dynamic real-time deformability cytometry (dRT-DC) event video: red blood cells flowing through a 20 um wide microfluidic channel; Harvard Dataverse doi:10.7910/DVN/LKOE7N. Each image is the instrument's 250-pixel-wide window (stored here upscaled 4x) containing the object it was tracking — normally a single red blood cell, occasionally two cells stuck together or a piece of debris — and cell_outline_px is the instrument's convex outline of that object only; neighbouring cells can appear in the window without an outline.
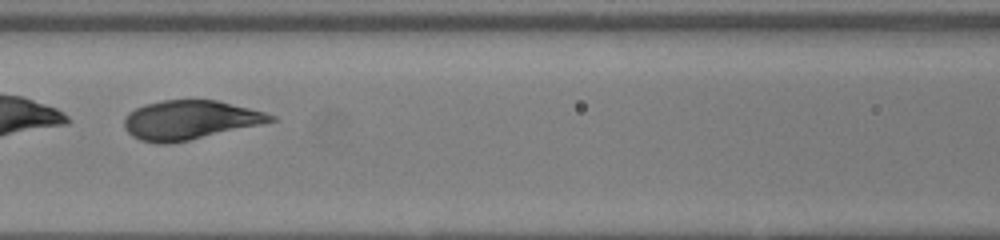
{"species": "human", "species_latin": "Homo sapiens", "temperature_condition": "warm", "stored_images_in_passage": 46, "segment_of_instrument_passage": [2, 2], "camera_frame_rate_fps": 3000, "um_per_image_px": 0.085, "donor": {"sex": "female"}, "frame": {"image": 1, "passage_image": 19, "time_ms": 6.0, "image_size_px": [1000, 240], "cell_outline_px": [[276, 120], [260, 124], [188, 140], [168, 144], [156, 144], [140, 140], [132, 136], [124, 128], [124, 116], [128, 112], [144, 104], [164, 100], [216, 100], [264, 112], [276, 116]], "centroid_in_image_um": [16.07, 10.2], "position_along_channel_um": 150.5, "area_um2": 33.06}}
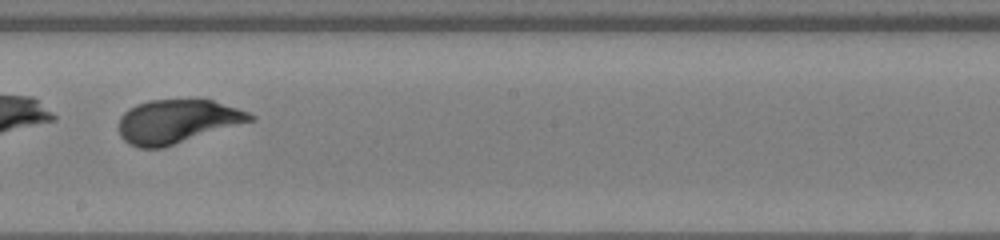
{"frame": {"image": 2, "passage_image": 25, "time_ms": 8.0, "image_size_px": [1000, 240], "cell_outline_px": [[256, 120], [164, 148], [140, 148], [128, 144], [120, 136], [120, 116], [128, 108], [136, 104], [148, 100], [212, 100], [248, 112], [256, 116]], "centroid_in_image_um": [15.07, 10.34], "position_along_channel_um": 233.1, "area_um2": 33.64}}
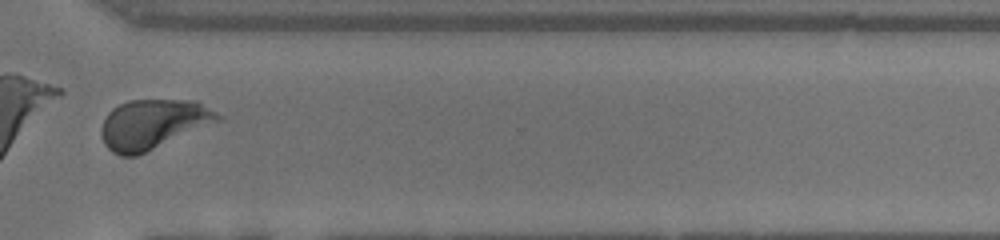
{"frame": {"image": 3, "passage_image": 34, "time_ms": 11.0, "image_size_px": [1000, 240], "cell_outline_px": [[224, 120], [136, 156], [120, 156], [112, 152], [104, 144], [100, 132], [100, 128], [108, 112], [112, 108], [128, 100], [196, 100], [224, 116]], "centroid_in_image_um": [13.04, 10.55], "position_along_channel_um": 357.6, "area_um2": 34.1}}